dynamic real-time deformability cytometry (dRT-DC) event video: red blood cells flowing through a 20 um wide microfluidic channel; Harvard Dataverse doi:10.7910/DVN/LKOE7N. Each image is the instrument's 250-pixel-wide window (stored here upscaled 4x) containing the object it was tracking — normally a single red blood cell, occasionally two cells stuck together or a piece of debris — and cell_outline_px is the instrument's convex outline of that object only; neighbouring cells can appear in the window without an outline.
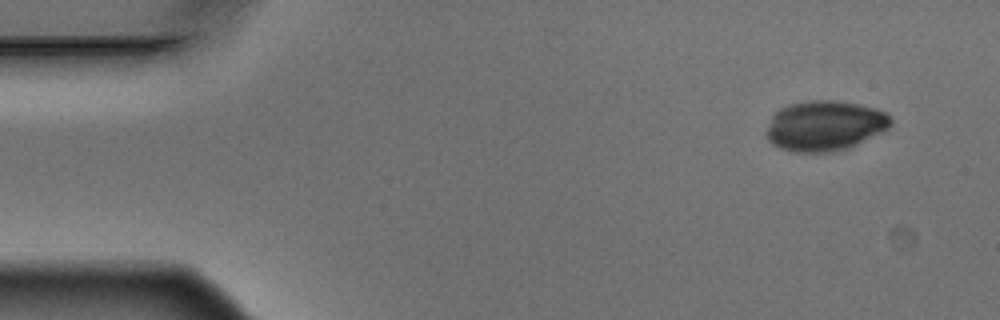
{"species": "Egyptian fruit bat (a non-hibernating species)", "species_latin": "Rousettus aegyptiacus", "temperature_condition": "warm", "stored_images_in_passage": 5, "segment_of_instrument_passage": [1, 2], "camera_frame_rate_fps": 3000, "um_per_image_px": 0.085, "animal": {"sex": "male"}, "frame": {"image": 1, "passage_image": 1, "time_ms": 0.0, "image_size_px": [1000, 320], "cell_outline_px": [[892, 124], [888, 128], [848, 148], [828, 152], [792, 152], [780, 148], [772, 144], [768, 140], [768, 128], [772, 116], [780, 108], [788, 104], [808, 100], [836, 100], [876, 108], [884, 112], [892, 120]], "centroid_in_image_um": [70.09, 10.68], "position_along_channel_um": 14.9, "area_um2": 36.07}}